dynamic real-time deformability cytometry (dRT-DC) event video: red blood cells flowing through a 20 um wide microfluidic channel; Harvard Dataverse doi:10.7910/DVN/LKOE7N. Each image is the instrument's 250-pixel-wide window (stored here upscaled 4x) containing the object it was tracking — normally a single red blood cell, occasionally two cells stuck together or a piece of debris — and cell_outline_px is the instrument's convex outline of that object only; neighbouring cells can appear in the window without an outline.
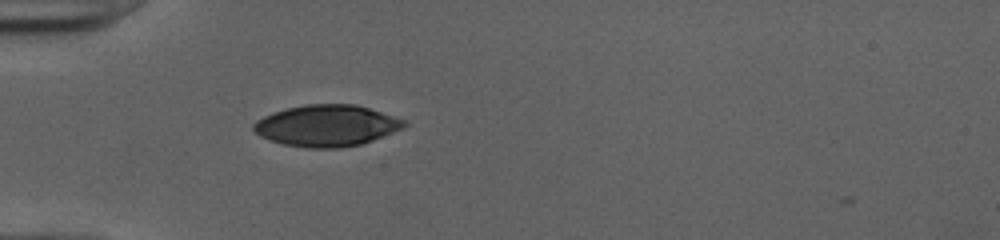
{"species": "human", "species_latin": "Homo sapiens", "temperature_condition": "cold", "stored_images_in_passage": 36, "camera_frame_rate_fps": 3000, "um_per_image_px": 0.085, "donor": {"sex": "female"}, "frame": {"image": 1, "passage_image": 1, "time_ms": 0.0, "image_size_px": [1000, 240], "cell_outline_px": [[408, 124], [404, 128], [372, 140], [360, 144], [340, 148], [308, 148], [284, 144], [260, 136], [252, 128], [252, 124], [256, 120], [272, 112], [304, 104], [356, 104], [408, 120]], "centroid_in_image_um": [27.79, 10.67], "position_along_channel_um": 57.2, "area_um2": 36.41}}
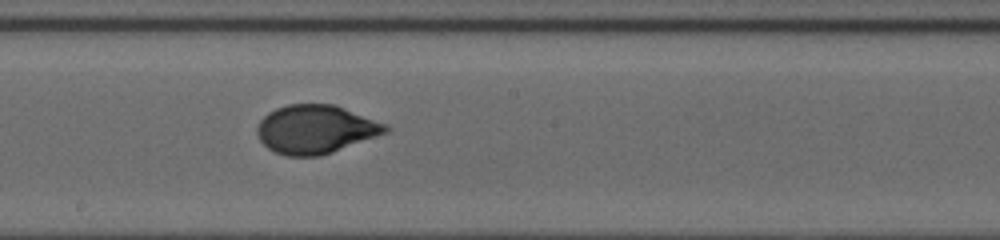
{"frame": {"image": 2, "passage_image": 14, "time_ms": 4.333, "image_size_px": [1000, 240], "cell_outline_px": [[392, 128], [388, 132], [332, 152], [320, 156], [288, 156], [276, 152], [268, 148], [260, 140], [256, 132], [256, 128], [260, 120], [268, 112], [276, 108], [288, 104], [336, 104], [388, 124]], "centroid_in_image_um": [26.85, 10.97], "position_along_channel_um": 221.4, "area_um2": 36.53}}
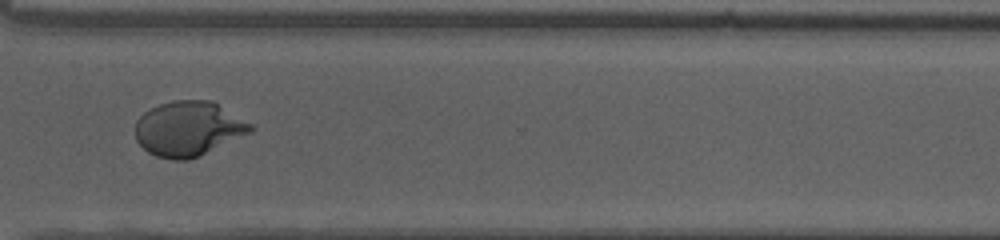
{"frame": {"image": 3, "passage_image": 24, "time_ms": 7.667, "image_size_px": [1000, 240], "cell_outline_px": [[256, 128], [252, 132], [200, 156], [188, 160], [172, 160], [156, 156], [148, 152], [136, 140], [136, 120], [144, 112], [160, 104], [172, 100], [212, 100], [252, 124]], "centroid_in_image_um": [16.03, 10.94], "position_along_channel_um": 354.6, "area_um2": 36.93}, "authors_computed_cell_mechanics": {"area_um2": 36.5296, "velocity_mm_per_s": 4.0011, "shape_relaxation_time_tau1_ms": 5.2679, "shape_relaxation_time_tau2_ms": null, "deformation_change_tau1": 0.201, "deformation_change_tau2": null}}